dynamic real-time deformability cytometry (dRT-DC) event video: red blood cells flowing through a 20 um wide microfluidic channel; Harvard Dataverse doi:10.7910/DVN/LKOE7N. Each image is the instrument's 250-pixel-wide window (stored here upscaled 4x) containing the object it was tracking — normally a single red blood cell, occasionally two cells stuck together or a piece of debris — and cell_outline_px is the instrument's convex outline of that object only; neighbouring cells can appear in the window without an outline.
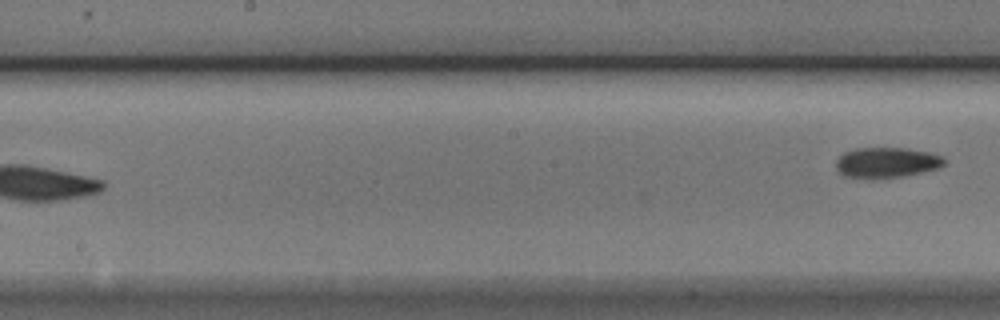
{"species": "Egyptian fruit bat (a non-hibernating species)", "species_latin": "Rousettus aegyptiacus", "temperature_condition": "cold", "stored_images_in_passage": 9, "segment_of_instrument_passage": [2, 2], "camera_frame_rate_fps": 3000, "um_per_image_px": 0.085, "animal": {"sex": "male"}, "frame": {"image": 1, "passage_image": 9, "time_ms": 2.667, "image_size_px": [1000, 320], "cell_outline_px": [[944, 164], [940, 168], [924, 172], [904, 176], [844, 176], [836, 168], [836, 160], [844, 152], [856, 148], [904, 148], [928, 152], [940, 156], [944, 160]], "centroid_in_image_um": [75.38, 13.78], "position_along_channel_um": 172.8, "area_um2": 18.55}}